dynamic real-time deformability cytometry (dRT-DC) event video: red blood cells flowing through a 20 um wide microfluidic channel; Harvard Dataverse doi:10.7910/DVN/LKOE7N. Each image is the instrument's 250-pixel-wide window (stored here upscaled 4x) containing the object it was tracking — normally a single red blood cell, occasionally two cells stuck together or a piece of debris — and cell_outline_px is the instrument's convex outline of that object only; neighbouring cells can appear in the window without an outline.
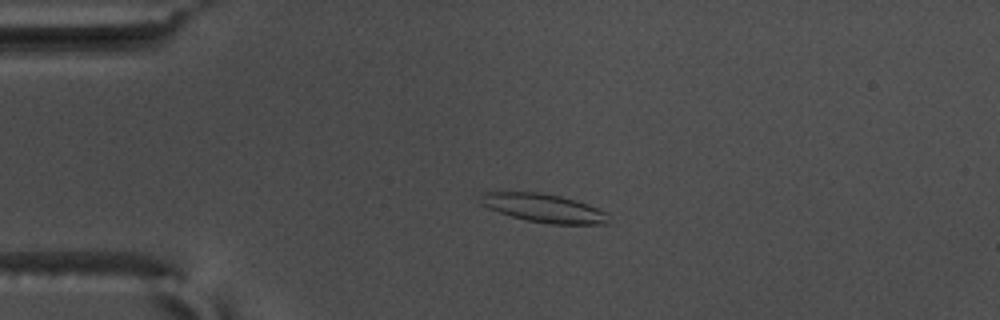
{"species": "common noctule bat (a hibernating species)", "species_latin": "Nyctalus noctula", "temperature_condition": "warm", "stored_images_in_passage": 56, "camera_frame_rate_fps": 3000, "um_per_image_px": 0.085, "animal": {"sex": "male", "body_mass_g": 17.5, "forearm_length_mm": 52.3}, "frame": {"image": 1, "passage_image": 13, "time_ms": 4.0, "image_size_px": [1000, 320], "cell_outline_px": [[612, 224], [552, 224], [528, 220], [512, 216], [488, 208], [480, 204], [476, 200], [476, 196], [480, 192], [540, 192], [560, 196], [576, 200], [588, 204], [604, 212], [608, 216]], "centroid_in_image_um": [46.16, 17.67], "position_along_channel_um": 38.8, "area_um2": 21.44}}
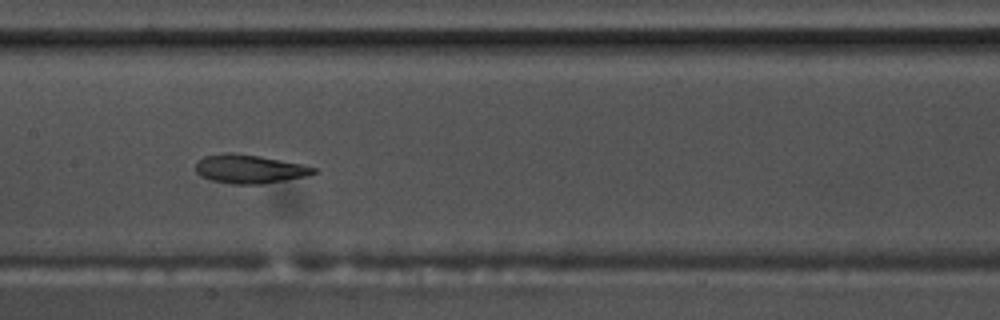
{"frame": {"image": 2, "passage_image": 28, "time_ms": 9.0, "image_size_px": [1000, 320], "cell_outline_px": [[316, 172], [304, 176], [264, 184], [232, 184], [212, 180], [200, 176], [196, 172], [196, 160], [204, 156], [228, 152], [232, 152], [260, 156], [300, 164], [316, 168]], "centroid_in_image_um": [21.13, 14.36], "position_along_channel_um": 186.3, "area_um2": 19.59}}
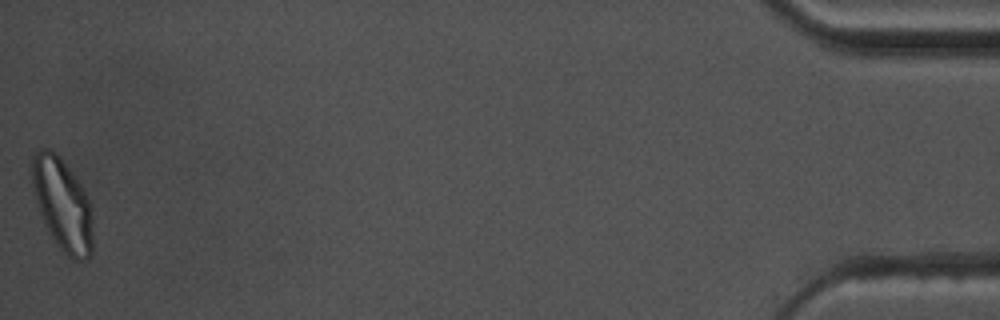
{"frame": {"image": 3, "passage_image": 56, "time_ms": 18.333, "image_size_px": [1000, 320], "cell_outline_px": [[92, 252], [88, 260], [72, 260], [60, 248], [48, 232], [40, 212], [32, 188], [32, 156], [40, 148], [48, 148], [56, 152], [72, 172], [80, 184], [88, 200], [92, 216]], "centroid_in_image_um": [5.3, 17.38], "position_along_channel_um": 429.9, "area_um2": 32.54}, "authors_computed_cell_mechanics": {"area_um2": 21.2993, "velocity_mm_per_s": 3.6381, "shape_relaxation_time_tau1_ms": 6.4053, "shape_relaxation_time_tau2_ms": 2.8755, "deformation_change_tau1": 0.2002, "deformation_change_tau2": 0.0991}}